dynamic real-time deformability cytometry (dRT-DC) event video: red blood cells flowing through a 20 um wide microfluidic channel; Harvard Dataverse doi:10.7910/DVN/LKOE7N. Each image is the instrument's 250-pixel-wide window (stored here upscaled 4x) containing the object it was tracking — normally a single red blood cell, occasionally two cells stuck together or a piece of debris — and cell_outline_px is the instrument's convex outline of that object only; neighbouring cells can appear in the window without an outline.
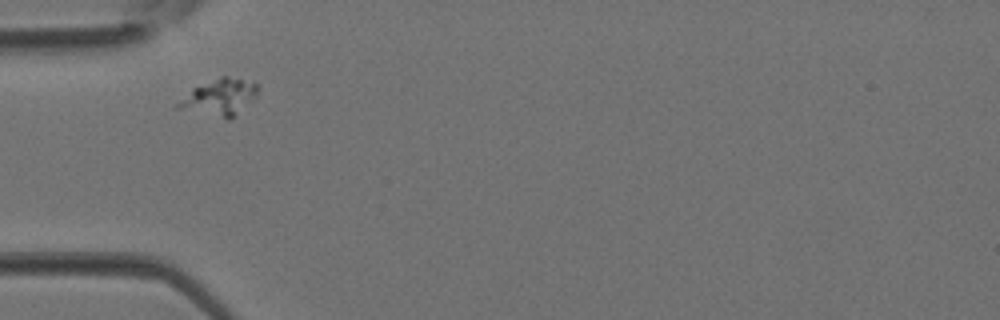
{"species": "Egyptian fruit bat (a non-hibernating species)", "species_latin": "Rousettus aegyptiacus", "temperature_condition": "room temperature", "stored_images_in_passage": 2, "camera_frame_rate_fps": 3000, "um_per_image_px": 0.085, "animal": {"sex": "female"}, "frame": {"image": 1, "passage_image": 1, "time_ms": 0.0, "image_size_px": [1000, 320], "cell_outline_px": [[260, 88], [256, 96], [236, 116], [228, 120], [176, 108], [176, 104], [192, 88], [220, 76], [228, 76], [256, 84]], "centroid_in_image_um": [18.66, 8.29], "position_along_channel_um": 66.3, "area_um2": 16.88}}
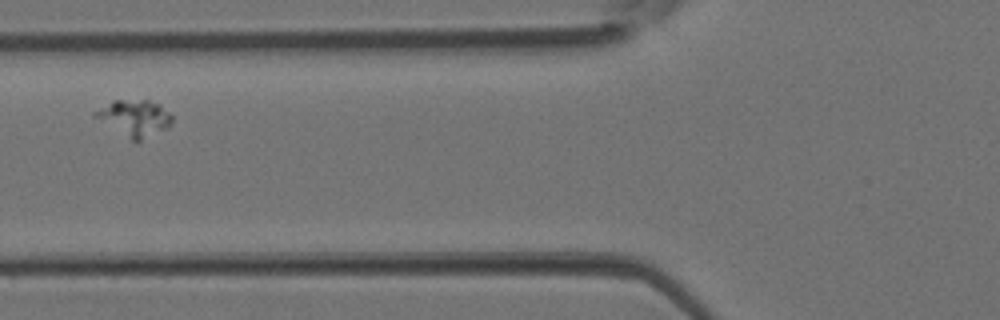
{"frame": {"image": 2, "passage_image": 2, "time_ms": 0.333, "image_size_px": [1000, 320], "cell_outline_px": [[172, 124], [140, 140], [132, 140], [92, 116], [92, 112], [112, 100], [148, 100], [160, 104], [172, 112]], "centroid_in_image_um": [11.42, 9.98], "position_along_channel_um": 114.4, "area_um2": 16.07}}